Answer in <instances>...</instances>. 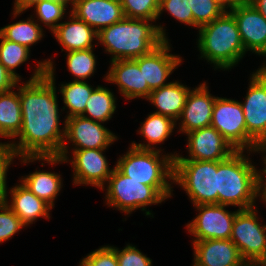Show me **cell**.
Masks as SVG:
<instances>
[{
	"label": "cell",
	"mask_w": 266,
	"mask_h": 266,
	"mask_svg": "<svg viewBox=\"0 0 266 266\" xmlns=\"http://www.w3.org/2000/svg\"><path fill=\"white\" fill-rule=\"evenodd\" d=\"M55 68L51 59L38 62L33 76L19 86L22 113L18 144L9 143L17 157L59 156L65 127L60 129V114L55 87Z\"/></svg>",
	"instance_id": "cell-1"
},
{
	"label": "cell",
	"mask_w": 266,
	"mask_h": 266,
	"mask_svg": "<svg viewBox=\"0 0 266 266\" xmlns=\"http://www.w3.org/2000/svg\"><path fill=\"white\" fill-rule=\"evenodd\" d=\"M152 22L154 21L124 18L102 29L97 34L98 43L105 47V52L112 55L111 62L136 59L168 40L163 26Z\"/></svg>",
	"instance_id": "cell-2"
},
{
	"label": "cell",
	"mask_w": 266,
	"mask_h": 266,
	"mask_svg": "<svg viewBox=\"0 0 266 266\" xmlns=\"http://www.w3.org/2000/svg\"><path fill=\"white\" fill-rule=\"evenodd\" d=\"M244 152L235 151L225 160L217 161L218 204L239 209L255 207L256 197L260 196V171Z\"/></svg>",
	"instance_id": "cell-3"
},
{
	"label": "cell",
	"mask_w": 266,
	"mask_h": 266,
	"mask_svg": "<svg viewBox=\"0 0 266 266\" xmlns=\"http://www.w3.org/2000/svg\"><path fill=\"white\" fill-rule=\"evenodd\" d=\"M199 29L198 50L215 69L228 70L246 54L234 16L225 11Z\"/></svg>",
	"instance_id": "cell-4"
},
{
	"label": "cell",
	"mask_w": 266,
	"mask_h": 266,
	"mask_svg": "<svg viewBox=\"0 0 266 266\" xmlns=\"http://www.w3.org/2000/svg\"><path fill=\"white\" fill-rule=\"evenodd\" d=\"M161 151L162 149L148 150L130 146L115 166L133 180L153 186L167 199L172 196L173 190L169 182L173 181L174 158L178 154L162 155Z\"/></svg>",
	"instance_id": "cell-5"
},
{
	"label": "cell",
	"mask_w": 266,
	"mask_h": 266,
	"mask_svg": "<svg viewBox=\"0 0 266 266\" xmlns=\"http://www.w3.org/2000/svg\"><path fill=\"white\" fill-rule=\"evenodd\" d=\"M65 136L64 143L59 156H22L20 159L23 163L34 162L36 160L46 161L55 165L69 161L67 156L68 146L65 140L71 141L75 145L72 150L82 149H107L117 136L102 125L101 122L93 121L83 116H73L66 118L64 121Z\"/></svg>",
	"instance_id": "cell-6"
},
{
	"label": "cell",
	"mask_w": 266,
	"mask_h": 266,
	"mask_svg": "<svg viewBox=\"0 0 266 266\" xmlns=\"http://www.w3.org/2000/svg\"><path fill=\"white\" fill-rule=\"evenodd\" d=\"M217 161L174 160L173 182L196 205L218 204Z\"/></svg>",
	"instance_id": "cell-7"
},
{
	"label": "cell",
	"mask_w": 266,
	"mask_h": 266,
	"mask_svg": "<svg viewBox=\"0 0 266 266\" xmlns=\"http://www.w3.org/2000/svg\"><path fill=\"white\" fill-rule=\"evenodd\" d=\"M106 204L118 210L131 214L142 208L147 216L153 214L145 207L166 200L153 186L145 185L124 175L116 166L107 182Z\"/></svg>",
	"instance_id": "cell-8"
},
{
	"label": "cell",
	"mask_w": 266,
	"mask_h": 266,
	"mask_svg": "<svg viewBox=\"0 0 266 266\" xmlns=\"http://www.w3.org/2000/svg\"><path fill=\"white\" fill-rule=\"evenodd\" d=\"M256 213L255 207L236 213L230 240L249 266H266V225Z\"/></svg>",
	"instance_id": "cell-9"
},
{
	"label": "cell",
	"mask_w": 266,
	"mask_h": 266,
	"mask_svg": "<svg viewBox=\"0 0 266 266\" xmlns=\"http://www.w3.org/2000/svg\"><path fill=\"white\" fill-rule=\"evenodd\" d=\"M211 126L214 127L236 151L257 152L260 146L247 134L241 102L216 97Z\"/></svg>",
	"instance_id": "cell-10"
},
{
	"label": "cell",
	"mask_w": 266,
	"mask_h": 266,
	"mask_svg": "<svg viewBox=\"0 0 266 266\" xmlns=\"http://www.w3.org/2000/svg\"><path fill=\"white\" fill-rule=\"evenodd\" d=\"M199 214L186 225L194 241L207 239H230L237 211L229 212L227 205L200 204L194 206Z\"/></svg>",
	"instance_id": "cell-11"
},
{
	"label": "cell",
	"mask_w": 266,
	"mask_h": 266,
	"mask_svg": "<svg viewBox=\"0 0 266 266\" xmlns=\"http://www.w3.org/2000/svg\"><path fill=\"white\" fill-rule=\"evenodd\" d=\"M244 103L247 134L261 147L266 145V81L253 72Z\"/></svg>",
	"instance_id": "cell-12"
},
{
	"label": "cell",
	"mask_w": 266,
	"mask_h": 266,
	"mask_svg": "<svg viewBox=\"0 0 266 266\" xmlns=\"http://www.w3.org/2000/svg\"><path fill=\"white\" fill-rule=\"evenodd\" d=\"M189 158L175 156L174 160L222 161L236 150L212 126L186 133Z\"/></svg>",
	"instance_id": "cell-13"
},
{
	"label": "cell",
	"mask_w": 266,
	"mask_h": 266,
	"mask_svg": "<svg viewBox=\"0 0 266 266\" xmlns=\"http://www.w3.org/2000/svg\"><path fill=\"white\" fill-rule=\"evenodd\" d=\"M106 149L73 150L71 162L73 183L75 185H92L104 190L113 169L109 168L108 160L103 155Z\"/></svg>",
	"instance_id": "cell-14"
},
{
	"label": "cell",
	"mask_w": 266,
	"mask_h": 266,
	"mask_svg": "<svg viewBox=\"0 0 266 266\" xmlns=\"http://www.w3.org/2000/svg\"><path fill=\"white\" fill-rule=\"evenodd\" d=\"M169 51V41L164 40L150 53L134 59L151 91L167 85V78L181 65L182 58Z\"/></svg>",
	"instance_id": "cell-15"
},
{
	"label": "cell",
	"mask_w": 266,
	"mask_h": 266,
	"mask_svg": "<svg viewBox=\"0 0 266 266\" xmlns=\"http://www.w3.org/2000/svg\"><path fill=\"white\" fill-rule=\"evenodd\" d=\"M235 18L245 51L266 57V19L251 5L228 10Z\"/></svg>",
	"instance_id": "cell-16"
},
{
	"label": "cell",
	"mask_w": 266,
	"mask_h": 266,
	"mask_svg": "<svg viewBox=\"0 0 266 266\" xmlns=\"http://www.w3.org/2000/svg\"><path fill=\"white\" fill-rule=\"evenodd\" d=\"M193 266H249L230 239L193 241Z\"/></svg>",
	"instance_id": "cell-17"
},
{
	"label": "cell",
	"mask_w": 266,
	"mask_h": 266,
	"mask_svg": "<svg viewBox=\"0 0 266 266\" xmlns=\"http://www.w3.org/2000/svg\"><path fill=\"white\" fill-rule=\"evenodd\" d=\"M71 13L97 33L125 18L120 0H73Z\"/></svg>",
	"instance_id": "cell-18"
},
{
	"label": "cell",
	"mask_w": 266,
	"mask_h": 266,
	"mask_svg": "<svg viewBox=\"0 0 266 266\" xmlns=\"http://www.w3.org/2000/svg\"><path fill=\"white\" fill-rule=\"evenodd\" d=\"M206 82L200 83L190 90L183 112L179 120V132L185 134L204 127L211 126L213 107L216 97L208 91Z\"/></svg>",
	"instance_id": "cell-19"
},
{
	"label": "cell",
	"mask_w": 266,
	"mask_h": 266,
	"mask_svg": "<svg viewBox=\"0 0 266 266\" xmlns=\"http://www.w3.org/2000/svg\"><path fill=\"white\" fill-rule=\"evenodd\" d=\"M109 68L105 81L115 83L126 99L149 97L151 90L144 84L143 73L134 59L112 61Z\"/></svg>",
	"instance_id": "cell-20"
},
{
	"label": "cell",
	"mask_w": 266,
	"mask_h": 266,
	"mask_svg": "<svg viewBox=\"0 0 266 266\" xmlns=\"http://www.w3.org/2000/svg\"><path fill=\"white\" fill-rule=\"evenodd\" d=\"M11 199L5 197L7 206L28 226L39 217L50 219L49 211L52 207L44 200L38 198L24 184L15 185L10 189Z\"/></svg>",
	"instance_id": "cell-21"
},
{
	"label": "cell",
	"mask_w": 266,
	"mask_h": 266,
	"mask_svg": "<svg viewBox=\"0 0 266 266\" xmlns=\"http://www.w3.org/2000/svg\"><path fill=\"white\" fill-rule=\"evenodd\" d=\"M69 19L60 23L53 31L55 38L66 52L93 48V40H97V32L87 23L70 13Z\"/></svg>",
	"instance_id": "cell-22"
},
{
	"label": "cell",
	"mask_w": 266,
	"mask_h": 266,
	"mask_svg": "<svg viewBox=\"0 0 266 266\" xmlns=\"http://www.w3.org/2000/svg\"><path fill=\"white\" fill-rule=\"evenodd\" d=\"M189 92L190 88L178 81L168 82L167 85L151 91L147 100L156 106L157 111L154 113L177 122L182 115Z\"/></svg>",
	"instance_id": "cell-23"
},
{
	"label": "cell",
	"mask_w": 266,
	"mask_h": 266,
	"mask_svg": "<svg viewBox=\"0 0 266 266\" xmlns=\"http://www.w3.org/2000/svg\"><path fill=\"white\" fill-rule=\"evenodd\" d=\"M22 113L18 92L10 90L0 93V136L16 139L21 130Z\"/></svg>",
	"instance_id": "cell-24"
},
{
	"label": "cell",
	"mask_w": 266,
	"mask_h": 266,
	"mask_svg": "<svg viewBox=\"0 0 266 266\" xmlns=\"http://www.w3.org/2000/svg\"><path fill=\"white\" fill-rule=\"evenodd\" d=\"M141 124L140 130L137 132H139L148 143L137 144L133 141L131 146L140 149L155 150L154 147L156 146L152 147V145L164 142L171 135L177 123L167 116L153 112L149 114L146 120Z\"/></svg>",
	"instance_id": "cell-25"
},
{
	"label": "cell",
	"mask_w": 266,
	"mask_h": 266,
	"mask_svg": "<svg viewBox=\"0 0 266 266\" xmlns=\"http://www.w3.org/2000/svg\"><path fill=\"white\" fill-rule=\"evenodd\" d=\"M60 176V174L36 170L20 179V181L38 198L44 200L53 208L54 200L62 187Z\"/></svg>",
	"instance_id": "cell-26"
},
{
	"label": "cell",
	"mask_w": 266,
	"mask_h": 266,
	"mask_svg": "<svg viewBox=\"0 0 266 266\" xmlns=\"http://www.w3.org/2000/svg\"><path fill=\"white\" fill-rule=\"evenodd\" d=\"M115 110L116 97L114 94L110 89L98 85L87 100L85 111L81 116L104 123L112 118Z\"/></svg>",
	"instance_id": "cell-27"
},
{
	"label": "cell",
	"mask_w": 266,
	"mask_h": 266,
	"mask_svg": "<svg viewBox=\"0 0 266 266\" xmlns=\"http://www.w3.org/2000/svg\"><path fill=\"white\" fill-rule=\"evenodd\" d=\"M86 81H74L66 84H61L60 93L65 107L69 110L65 118L73 116H81L86 107V102L90 98L93 90Z\"/></svg>",
	"instance_id": "cell-28"
},
{
	"label": "cell",
	"mask_w": 266,
	"mask_h": 266,
	"mask_svg": "<svg viewBox=\"0 0 266 266\" xmlns=\"http://www.w3.org/2000/svg\"><path fill=\"white\" fill-rule=\"evenodd\" d=\"M7 25L0 29V35L6 39L26 46L28 49L43 38L42 26L32 19Z\"/></svg>",
	"instance_id": "cell-29"
},
{
	"label": "cell",
	"mask_w": 266,
	"mask_h": 266,
	"mask_svg": "<svg viewBox=\"0 0 266 266\" xmlns=\"http://www.w3.org/2000/svg\"><path fill=\"white\" fill-rule=\"evenodd\" d=\"M96 61L93 48L67 52V67L75 77L74 81H85L91 77L96 70Z\"/></svg>",
	"instance_id": "cell-30"
},
{
	"label": "cell",
	"mask_w": 266,
	"mask_h": 266,
	"mask_svg": "<svg viewBox=\"0 0 266 266\" xmlns=\"http://www.w3.org/2000/svg\"><path fill=\"white\" fill-rule=\"evenodd\" d=\"M0 40V63L20 81L21 77L15 69L28 61L30 49L19 43L6 40L1 35Z\"/></svg>",
	"instance_id": "cell-31"
},
{
	"label": "cell",
	"mask_w": 266,
	"mask_h": 266,
	"mask_svg": "<svg viewBox=\"0 0 266 266\" xmlns=\"http://www.w3.org/2000/svg\"><path fill=\"white\" fill-rule=\"evenodd\" d=\"M125 18L156 21L160 0H120Z\"/></svg>",
	"instance_id": "cell-32"
},
{
	"label": "cell",
	"mask_w": 266,
	"mask_h": 266,
	"mask_svg": "<svg viewBox=\"0 0 266 266\" xmlns=\"http://www.w3.org/2000/svg\"><path fill=\"white\" fill-rule=\"evenodd\" d=\"M194 17V27L199 28L220 17L226 10L215 0H188Z\"/></svg>",
	"instance_id": "cell-33"
},
{
	"label": "cell",
	"mask_w": 266,
	"mask_h": 266,
	"mask_svg": "<svg viewBox=\"0 0 266 266\" xmlns=\"http://www.w3.org/2000/svg\"><path fill=\"white\" fill-rule=\"evenodd\" d=\"M33 7L36 9L37 20L44 23L52 32L63 19L67 5L55 0H42Z\"/></svg>",
	"instance_id": "cell-34"
},
{
	"label": "cell",
	"mask_w": 266,
	"mask_h": 266,
	"mask_svg": "<svg viewBox=\"0 0 266 266\" xmlns=\"http://www.w3.org/2000/svg\"><path fill=\"white\" fill-rule=\"evenodd\" d=\"M0 211V243H2L12 239V236L26 225L4 201L0 202Z\"/></svg>",
	"instance_id": "cell-35"
},
{
	"label": "cell",
	"mask_w": 266,
	"mask_h": 266,
	"mask_svg": "<svg viewBox=\"0 0 266 266\" xmlns=\"http://www.w3.org/2000/svg\"><path fill=\"white\" fill-rule=\"evenodd\" d=\"M164 10L178 21L194 27V17L188 0H160L158 18Z\"/></svg>",
	"instance_id": "cell-36"
},
{
	"label": "cell",
	"mask_w": 266,
	"mask_h": 266,
	"mask_svg": "<svg viewBox=\"0 0 266 266\" xmlns=\"http://www.w3.org/2000/svg\"><path fill=\"white\" fill-rule=\"evenodd\" d=\"M79 266H119L113 246H103L94 250L80 261Z\"/></svg>",
	"instance_id": "cell-37"
},
{
	"label": "cell",
	"mask_w": 266,
	"mask_h": 266,
	"mask_svg": "<svg viewBox=\"0 0 266 266\" xmlns=\"http://www.w3.org/2000/svg\"><path fill=\"white\" fill-rule=\"evenodd\" d=\"M116 251L119 266H152V259L144 255L133 245H127L120 250L113 247Z\"/></svg>",
	"instance_id": "cell-38"
},
{
	"label": "cell",
	"mask_w": 266,
	"mask_h": 266,
	"mask_svg": "<svg viewBox=\"0 0 266 266\" xmlns=\"http://www.w3.org/2000/svg\"><path fill=\"white\" fill-rule=\"evenodd\" d=\"M17 157L13 147L9 143L0 142V202L7 197V172L14 158Z\"/></svg>",
	"instance_id": "cell-39"
},
{
	"label": "cell",
	"mask_w": 266,
	"mask_h": 266,
	"mask_svg": "<svg viewBox=\"0 0 266 266\" xmlns=\"http://www.w3.org/2000/svg\"><path fill=\"white\" fill-rule=\"evenodd\" d=\"M19 80L14 77L3 64L0 63V93H4L18 87Z\"/></svg>",
	"instance_id": "cell-40"
},
{
	"label": "cell",
	"mask_w": 266,
	"mask_h": 266,
	"mask_svg": "<svg viewBox=\"0 0 266 266\" xmlns=\"http://www.w3.org/2000/svg\"><path fill=\"white\" fill-rule=\"evenodd\" d=\"M41 1L42 0H15L14 7H13L14 18L17 17V15L19 16L20 13H23L28 8L35 6L37 3ZM55 1L65 3L67 6H69L68 5L69 3L71 4V6L73 4V0H55Z\"/></svg>",
	"instance_id": "cell-41"
},
{
	"label": "cell",
	"mask_w": 266,
	"mask_h": 266,
	"mask_svg": "<svg viewBox=\"0 0 266 266\" xmlns=\"http://www.w3.org/2000/svg\"><path fill=\"white\" fill-rule=\"evenodd\" d=\"M259 151L264 153V154H266V145L261 146L257 150V152H259ZM262 159L264 160V162H263L264 164L263 165H265V167L261 170L263 172H261V171L259 172V174H260L259 185H260V192H261L260 193V196H261L260 198H261V200H263L266 203V155L265 156L263 155ZM263 175H265V177Z\"/></svg>",
	"instance_id": "cell-42"
},
{
	"label": "cell",
	"mask_w": 266,
	"mask_h": 266,
	"mask_svg": "<svg viewBox=\"0 0 266 266\" xmlns=\"http://www.w3.org/2000/svg\"><path fill=\"white\" fill-rule=\"evenodd\" d=\"M251 5L266 19V0H253Z\"/></svg>",
	"instance_id": "cell-43"
},
{
	"label": "cell",
	"mask_w": 266,
	"mask_h": 266,
	"mask_svg": "<svg viewBox=\"0 0 266 266\" xmlns=\"http://www.w3.org/2000/svg\"><path fill=\"white\" fill-rule=\"evenodd\" d=\"M253 0H230V10L235 5H245V4H251Z\"/></svg>",
	"instance_id": "cell-44"
},
{
	"label": "cell",
	"mask_w": 266,
	"mask_h": 266,
	"mask_svg": "<svg viewBox=\"0 0 266 266\" xmlns=\"http://www.w3.org/2000/svg\"><path fill=\"white\" fill-rule=\"evenodd\" d=\"M218 4H220L225 10L228 8L230 10V0H215Z\"/></svg>",
	"instance_id": "cell-45"
},
{
	"label": "cell",
	"mask_w": 266,
	"mask_h": 266,
	"mask_svg": "<svg viewBox=\"0 0 266 266\" xmlns=\"http://www.w3.org/2000/svg\"><path fill=\"white\" fill-rule=\"evenodd\" d=\"M256 72L266 81V68H258Z\"/></svg>",
	"instance_id": "cell-46"
},
{
	"label": "cell",
	"mask_w": 266,
	"mask_h": 266,
	"mask_svg": "<svg viewBox=\"0 0 266 266\" xmlns=\"http://www.w3.org/2000/svg\"><path fill=\"white\" fill-rule=\"evenodd\" d=\"M260 68H266V61H265L264 65L261 66Z\"/></svg>",
	"instance_id": "cell-47"
}]
</instances>
